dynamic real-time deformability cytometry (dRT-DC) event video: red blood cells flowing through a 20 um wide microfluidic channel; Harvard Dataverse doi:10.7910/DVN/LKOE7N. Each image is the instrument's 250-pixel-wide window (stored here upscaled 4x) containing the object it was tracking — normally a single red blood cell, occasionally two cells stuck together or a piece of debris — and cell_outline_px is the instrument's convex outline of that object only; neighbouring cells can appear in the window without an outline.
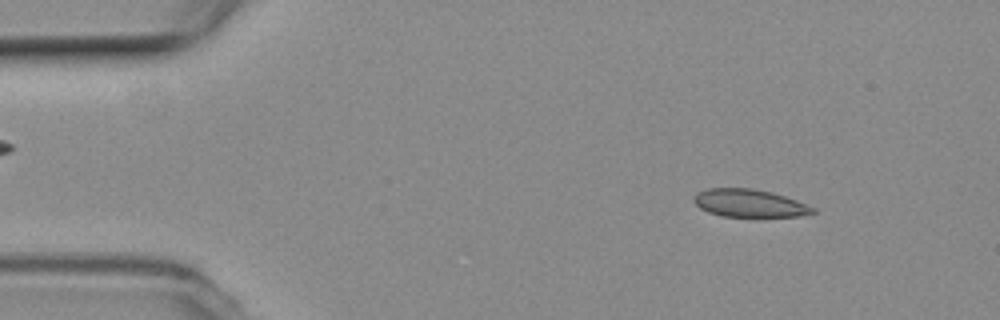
{"species": "common noctule bat (a hibernating species)", "species_latin": "Nyctalus noctula", "temperature_condition": "room temperature", "stored_images_in_passage": 3, "camera_frame_rate_fps": 3000, "um_per_image_px": 0.085, "animal": {"sex": "female", "body_mass_g": 19.3, "forearm_length_mm": 54.1}, "frame": {"image": 1, "passage_image": 1, "time_ms": 0.0, "image_size_px": [1000, 320], "cell_outline_px": [[816, 212], [800, 216], [720, 216], [708, 212], [700, 208], [692, 200], [692, 196], [696, 192], [708, 188], [752, 188], [772, 192], [796, 200], [816, 208]], "centroid_in_image_um": [63.66, 17.26], "position_along_channel_um": 21.3, "area_um2": 19.31}}